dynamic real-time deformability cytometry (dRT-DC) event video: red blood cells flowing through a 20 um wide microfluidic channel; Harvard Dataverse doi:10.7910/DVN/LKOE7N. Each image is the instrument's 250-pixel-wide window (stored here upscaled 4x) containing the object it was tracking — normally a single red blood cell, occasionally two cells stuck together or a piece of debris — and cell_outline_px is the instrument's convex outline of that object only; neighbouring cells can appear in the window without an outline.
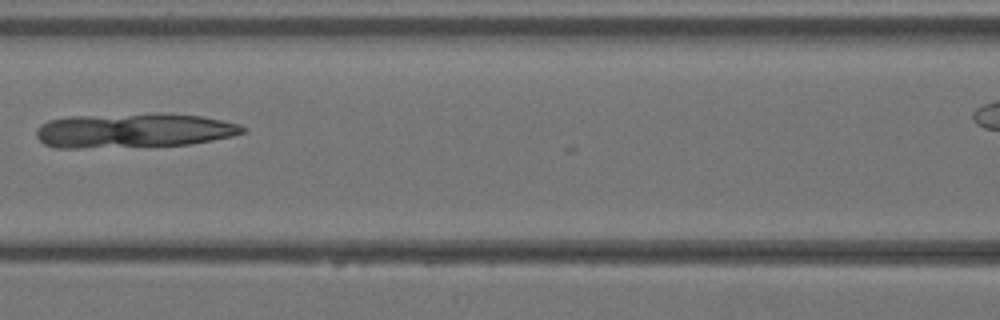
{"species": "Egyptian fruit bat (a non-hibernating species)", "species_latin": "Rousettus aegyptiacus", "temperature_condition": "warm", "stored_images_in_passage": 6, "segment_of_instrument_passage": [1, 2], "camera_frame_rate_fps": 3000, "um_per_image_px": 0.085, "animal": {"sex": "female"}, "frame": {"image": 1, "passage_image": 5, "time_ms": 1.333, "image_size_px": [1000, 320], "cell_outline_px": [[248, 132], [232, 136], [212, 140], [188, 144], [84, 148], [56, 148], [44, 144], [36, 136], [36, 128], [40, 124], [48, 120], [68, 116], [200, 116], [240, 124], [248, 128]], "centroid_in_image_um": [11.31, 11.14], "position_along_channel_um": 155.3, "area_um2": 40.11}}